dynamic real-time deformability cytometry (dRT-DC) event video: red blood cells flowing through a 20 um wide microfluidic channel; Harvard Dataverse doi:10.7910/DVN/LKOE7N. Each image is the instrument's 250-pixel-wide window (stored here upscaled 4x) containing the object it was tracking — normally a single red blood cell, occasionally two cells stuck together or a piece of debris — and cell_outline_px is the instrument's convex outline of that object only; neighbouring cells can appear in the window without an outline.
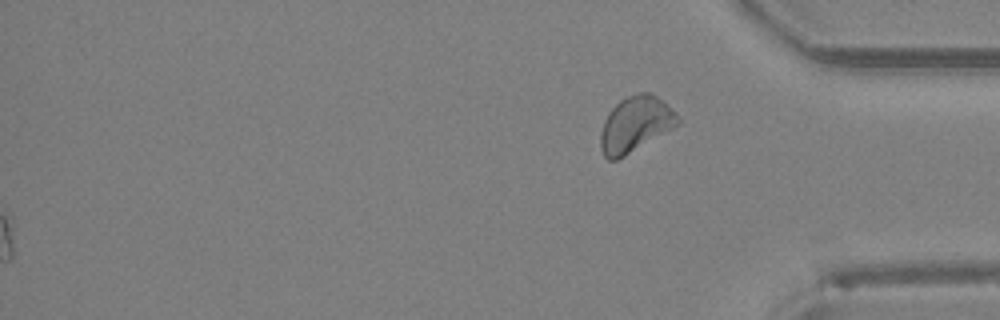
{"species": "Egyptian fruit bat (a non-hibernating species)", "species_latin": "Rousettus aegyptiacus", "temperature_condition": "room temperature", "stored_images_in_passage": 43, "segment_of_instrument_passage": [2, 2], "camera_frame_rate_fps": 3000, "um_per_image_px": 0.085, "animal": {"sex": "female"}, "frame": {"image": 1, "passage_image": 43, "time_ms": 14.0, "image_size_px": [1000, 320], "cell_outline_px": [[680, 124], [624, 156], [616, 160], [608, 160], [604, 156], [600, 148], [600, 132], [604, 120], [608, 112], [620, 100], [636, 92], [648, 92], [656, 96], [676, 112], [680, 120]], "centroid_in_image_um": [53.99, 10.56], "position_along_channel_um": 381.2, "area_um2": 24.91}}